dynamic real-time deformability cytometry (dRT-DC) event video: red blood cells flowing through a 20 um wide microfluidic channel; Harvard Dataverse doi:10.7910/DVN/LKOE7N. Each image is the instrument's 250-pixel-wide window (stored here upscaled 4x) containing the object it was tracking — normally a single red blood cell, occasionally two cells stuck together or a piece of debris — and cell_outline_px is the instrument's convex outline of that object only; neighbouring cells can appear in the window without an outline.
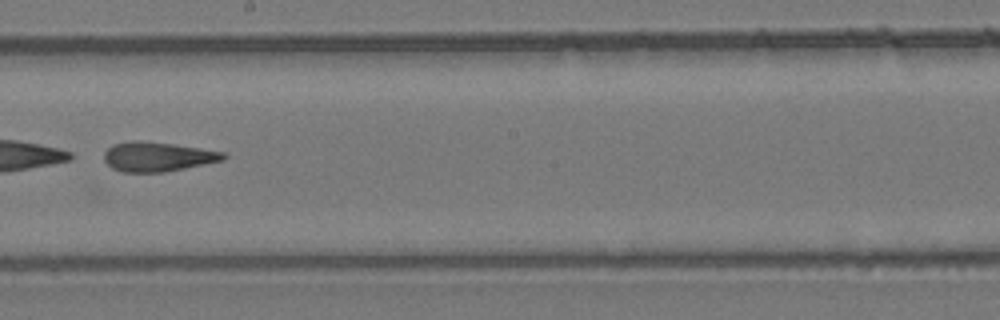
{"species": "common noctule bat (a hibernating species)", "species_latin": "Nyctalus noctula", "temperature_condition": "room temperature", "stored_images_in_passage": 9, "camera_frame_rate_fps": 3000, "um_per_image_px": 0.085, "animal": {"sex": "female", "body_mass_g": 24.6, "forearm_length_mm": 56.2}, "frame": {"image": 1, "passage_image": 8, "time_ms": 9.0, "image_size_px": [1000, 320], "cell_outline_px": [[228, 156], [224, 160], [164, 172], [124, 172], [112, 168], [104, 160], [104, 152], [112, 144], [128, 140], [140, 140], [172, 144], [200, 148], [224, 152]], "centroid_in_image_um": [13.37, 13.31], "position_along_channel_um": 234.8, "area_um2": 20.52}}
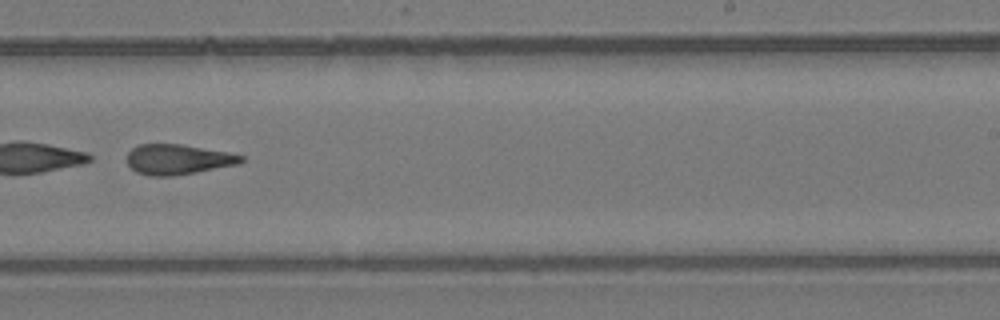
{"frame": {"image": 2, "passage_image": 9, "time_ms": 10.0, "image_size_px": [1000, 320], "cell_outline_px": [[244, 160], [240, 164], [196, 172], [172, 176], [148, 176], [136, 172], [128, 164], [128, 152], [132, 148], [140, 144], [180, 144], [228, 152], [244, 156]], "centroid_in_image_um": [15.13, 13.55], "position_along_channel_um": 273.9, "area_um2": 20.06}}